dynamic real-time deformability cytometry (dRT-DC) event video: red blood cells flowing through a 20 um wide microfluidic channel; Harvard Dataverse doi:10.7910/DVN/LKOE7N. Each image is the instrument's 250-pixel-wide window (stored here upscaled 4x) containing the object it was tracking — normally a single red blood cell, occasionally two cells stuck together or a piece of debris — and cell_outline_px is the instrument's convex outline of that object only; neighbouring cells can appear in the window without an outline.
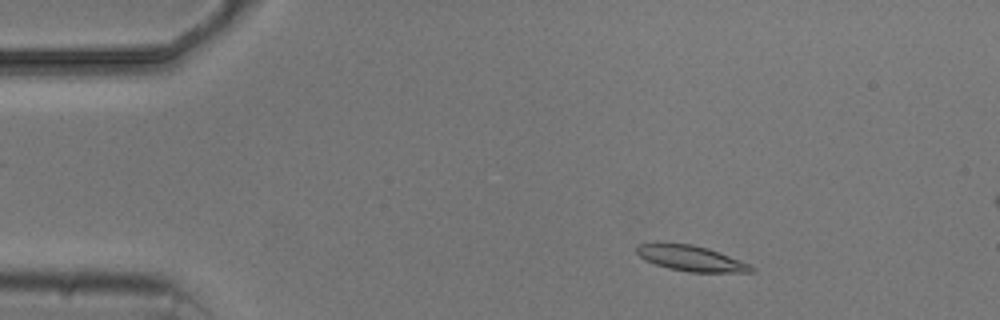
{"species": "common noctule bat (a hibernating species)", "species_latin": "Nyctalus noctula", "temperature_condition": "cold", "stored_images_in_passage": 4, "camera_frame_rate_fps": 3000, "um_per_image_px": 0.085, "animal": {"sex": "male", "body_mass_g": 20.5, "forearm_length_mm": 52.5}, "frame": {"image": 1, "passage_image": 1, "time_ms": 0.0, "image_size_px": [1000, 320], "cell_outline_px": [[756, 272], [688, 272], [668, 268], [644, 260], [636, 252], [636, 248], [640, 244], [692, 244], [708, 248], [752, 264], [756, 268]], "centroid_in_image_um": [58.82, 21.98], "position_along_channel_um": 26.2, "area_um2": 16.94}}